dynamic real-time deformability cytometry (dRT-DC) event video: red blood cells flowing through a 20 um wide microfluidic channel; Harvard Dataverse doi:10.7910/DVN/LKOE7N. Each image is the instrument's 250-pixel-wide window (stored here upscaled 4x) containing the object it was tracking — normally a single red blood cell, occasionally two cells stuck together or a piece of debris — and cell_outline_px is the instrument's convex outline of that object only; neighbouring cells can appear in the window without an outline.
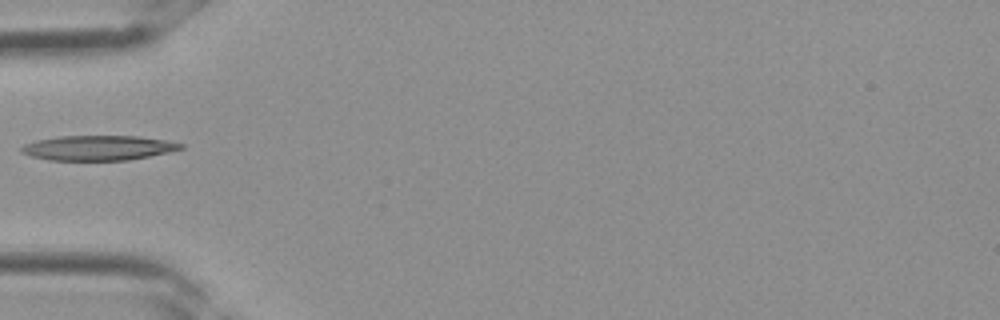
{"species": "Egyptian fruit bat (a non-hibernating species)", "species_latin": "Rousettus aegyptiacus", "temperature_condition": "room temperature", "stored_images_in_passage": 4, "camera_frame_rate_fps": 3000, "um_per_image_px": 0.085, "frame": {"image": 1, "passage_image": 4, "time_ms": 1.0, "image_size_px": [1000, 320], "cell_outline_px": [[184, 148], [168, 152], [128, 160], [48, 160], [32, 156], [20, 152], [20, 148], [24, 144], [36, 140], [60, 136], [140, 136], [164, 140], [184, 144]], "centroid_in_image_um": [8.33, 12.56], "position_along_channel_um": 76.7, "area_um2": 23.0}}